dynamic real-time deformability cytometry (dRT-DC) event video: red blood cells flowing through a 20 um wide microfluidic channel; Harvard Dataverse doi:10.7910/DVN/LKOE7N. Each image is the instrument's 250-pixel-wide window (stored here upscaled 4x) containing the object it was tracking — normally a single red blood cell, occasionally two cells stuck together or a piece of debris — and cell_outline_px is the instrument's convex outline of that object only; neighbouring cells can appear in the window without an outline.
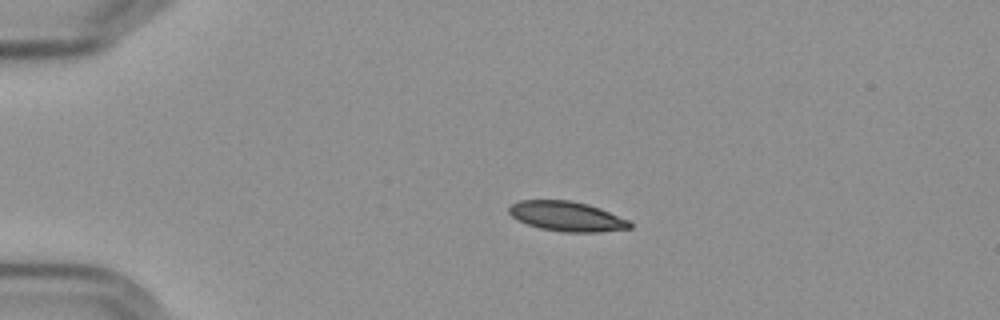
{"species": "Egyptian fruit bat (a non-hibernating species)", "species_latin": "Rousettus aegyptiacus", "temperature_condition": "cold", "stored_images_in_passage": 45, "camera_frame_rate_fps": 3000, "um_per_image_px": 0.085, "frame": {"image": 1, "passage_image": 1, "time_ms": 0.0, "image_size_px": [1000, 320], "cell_outline_px": [[632, 228], [596, 232], [564, 232], [540, 228], [528, 224], [512, 216], [508, 212], [508, 208], [512, 204], [520, 200], [572, 200], [588, 204], [600, 208], [628, 220], [632, 224]], "centroid_in_image_um": [48.19, 18.38], "position_along_channel_um": 36.8, "area_um2": 20.87}}
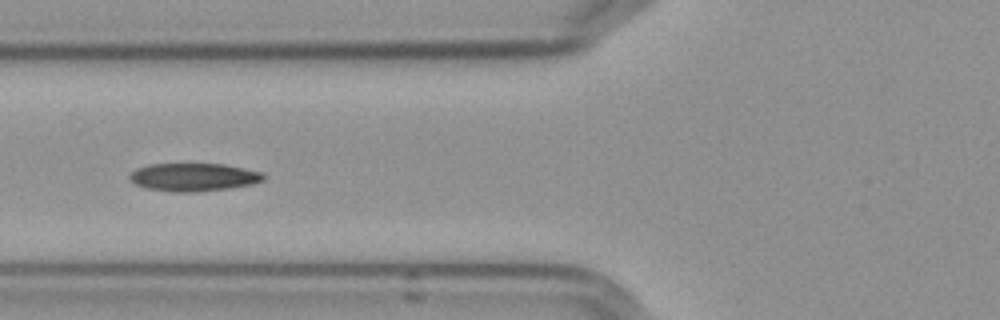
{"frame": {"image": 2, "passage_image": 11, "time_ms": 3.333, "image_size_px": [1000, 320], "cell_outline_px": [[264, 180], [252, 184], [228, 188], [192, 192], [176, 192], [148, 188], [136, 184], [128, 176], [136, 168], [148, 164], [224, 164], [264, 172]], "centroid_in_image_um": [16.48, 15.04], "position_along_channel_um": 109.3, "area_um2": 21.68}}
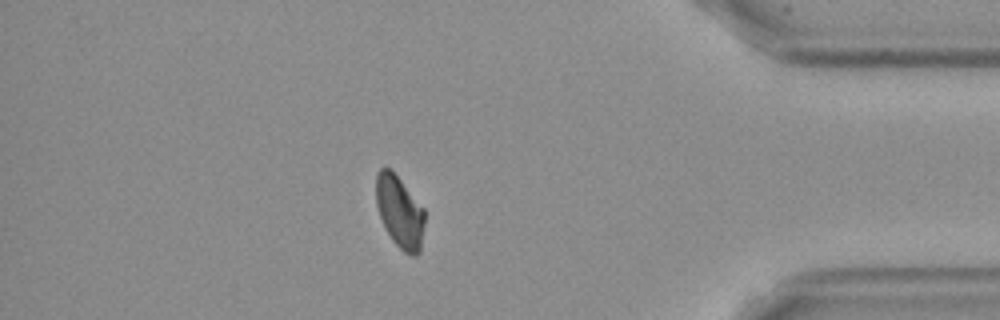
{"frame": {"image": 3, "passage_image": 38, "time_ms": 12.333, "image_size_px": [1000, 320], "cell_outline_px": [[424, 224], [420, 252], [416, 256], [412, 256], [404, 252], [392, 240], [380, 216], [376, 204], [376, 172], [380, 168], [392, 168], [424, 208]], "centroid_in_image_um": [33.98, 17.97], "position_along_channel_um": 401.2, "area_um2": 20.52}, "authors_computed_cell_mechanics": {"area_um2": 21.2126, "velocity_mm_per_s": 3.5942, "shape_relaxation_time_tau1_ms": null, "shape_relaxation_time_tau2_ms": 4.3736, "deformation_change_tau1": null, "deformation_change_tau2": 0.0734}}